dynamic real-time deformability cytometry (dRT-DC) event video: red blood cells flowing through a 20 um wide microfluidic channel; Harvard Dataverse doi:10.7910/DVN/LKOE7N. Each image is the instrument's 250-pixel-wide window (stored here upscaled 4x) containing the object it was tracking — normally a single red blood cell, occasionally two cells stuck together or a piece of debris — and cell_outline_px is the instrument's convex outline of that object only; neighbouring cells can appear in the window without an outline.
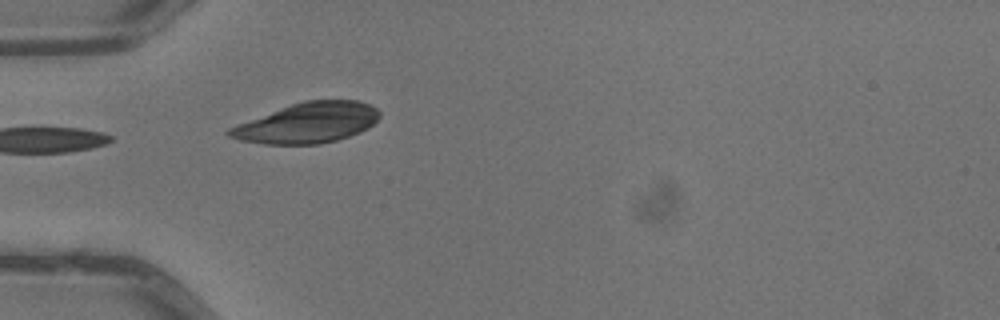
{"species": "common noctule bat (a hibernating species)", "species_latin": "Nyctalus noctula", "temperature_condition": "warm", "stored_images_in_passage": 1, "camera_frame_rate_fps": 3000, "um_per_image_px": 0.085, "animal": {"sex": "male", "body_mass_g": 13.3}, "frame": {"image": 1, "passage_image": 1, "time_ms": 0.0, "image_size_px": [1000, 320], "cell_outline_px": [[380, 116], [368, 128], [360, 132], [336, 140], [320, 144], [264, 144], [240, 140], [228, 136], [224, 132], [228, 128], [236, 124], [280, 108], [304, 100], [360, 100], [376, 108], [380, 112]], "centroid_in_image_um": [26.11, 10.44], "position_along_channel_um": 58.9, "area_um2": 35.2}}